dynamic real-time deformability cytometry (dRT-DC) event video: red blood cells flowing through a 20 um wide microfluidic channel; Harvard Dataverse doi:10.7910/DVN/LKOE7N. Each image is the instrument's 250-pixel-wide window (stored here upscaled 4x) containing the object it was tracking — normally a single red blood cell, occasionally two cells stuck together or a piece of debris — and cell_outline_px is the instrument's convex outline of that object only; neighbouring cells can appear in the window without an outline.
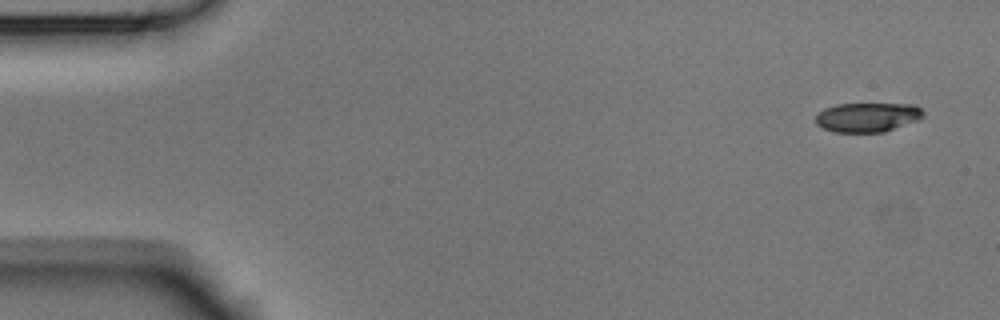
{"species": "Egyptian fruit bat (a non-hibernating species)", "species_latin": "Rousettus aegyptiacus", "temperature_condition": "room temperature", "stored_images_in_passage": 5, "camera_frame_rate_fps": 3000, "um_per_image_px": 0.085, "animal": {"sex": "male"}, "frame": {"image": 1, "passage_image": 1, "time_ms": 0.0, "image_size_px": [1000, 320], "cell_outline_px": [[924, 116], [920, 120], [884, 132], [832, 132], [816, 124], [816, 116], [824, 108], [836, 104], [916, 104], [924, 112]], "centroid_in_image_um": [73.77, 9.96], "position_along_channel_um": 11.2, "area_um2": 18.55}}
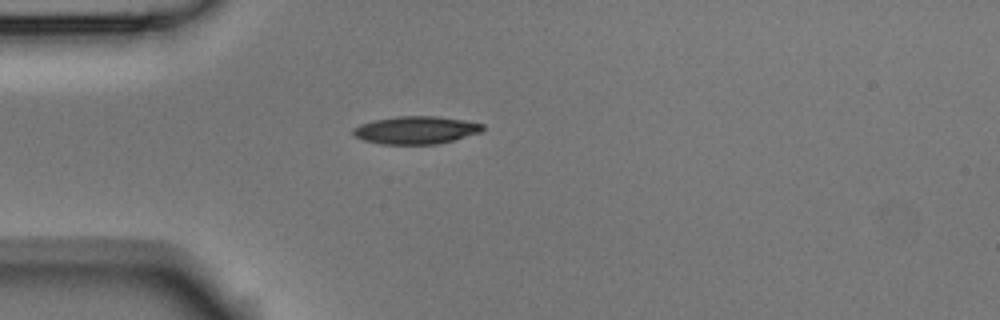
{"frame": {"image": 2, "passage_image": 4, "time_ms": 1.0, "image_size_px": [1000, 320], "cell_outline_px": [[484, 128], [480, 132], [452, 140], [436, 144], [380, 144], [364, 140], [356, 136], [352, 132], [352, 128], [360, 124], [372, 120], [400, 116], [436, 116], [464, 120], [484, 124]], "centroid_in_image_um": [35.33, 11.05], "position_along_channel_um": 49.7, "area_um2": 20.81}}